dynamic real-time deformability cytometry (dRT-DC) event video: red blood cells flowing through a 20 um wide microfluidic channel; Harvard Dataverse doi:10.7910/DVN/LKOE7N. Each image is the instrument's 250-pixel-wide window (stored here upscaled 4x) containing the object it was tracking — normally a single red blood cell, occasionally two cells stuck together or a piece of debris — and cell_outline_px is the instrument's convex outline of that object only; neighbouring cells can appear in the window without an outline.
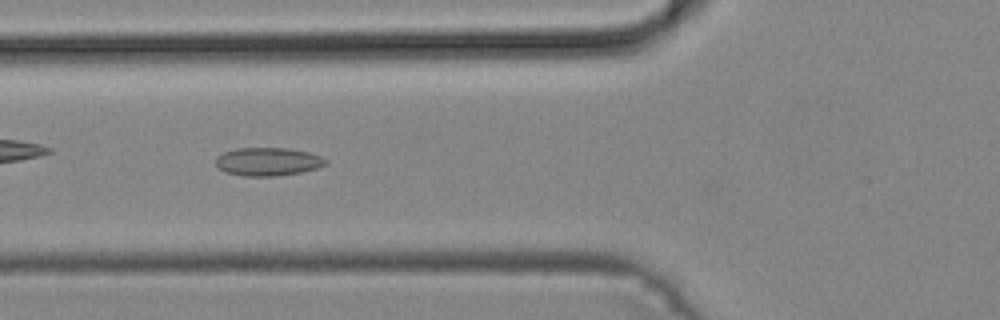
{"species": "common noctule bat (a hibernating species)", "species_latin": "Nyctalus noctula", "temperature_condition": "cold", "stored_images_in_passage": 43, "camera_frame_rate_fps": 3000, "um_per_image_px": 0.085, "animal": {"sex": "male", "body_mass_g": 19.2, "forearm_length_mm": 51.8}, "frame": {"image": 1, "passage_image": 13, "time_ms": 4.0, "image_size_px": [1000, 320], "cell_outline_px": [[328, 164], [320, 168], [300, 172], [276, 176], [244, 176], [224, 172], [216, 168], [216, 156], [224, 152], [236, 148], [288, 148], [308, 152], [320, 156], [328, 160]], "centroid_in_image_um": [22.77, 13.74], "position_along_channel_um": 103.0, "area_um2": 18.32}}
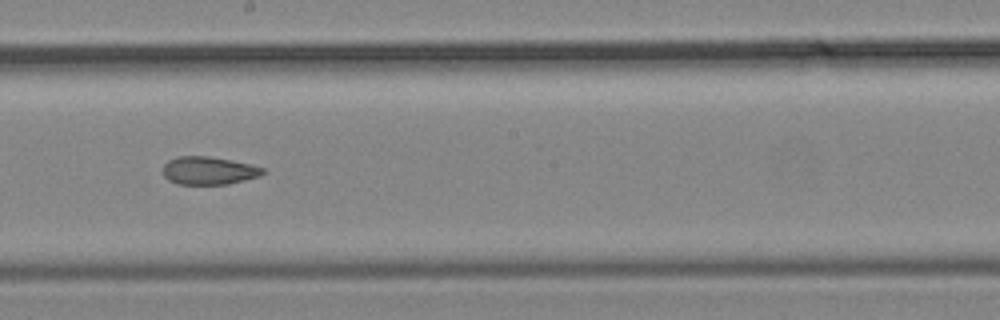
{"frame": {"image": 2, "passage_image": 22, "time_ms": 7.0, "image_size_px": [1000, 320], "cell_outline_px": [[264, 172], [260, 176], [228, 184], [176, 184], [168, 180], [164, 176], [164, 164], [168, 160], [176, 156], [208, 156], [232, 160], [252, 164], [264, 168]], "centroid_in_image_um": [17.74, 14.49], "position_along_channel_um": 230.5, "area_um2": 16.36}}
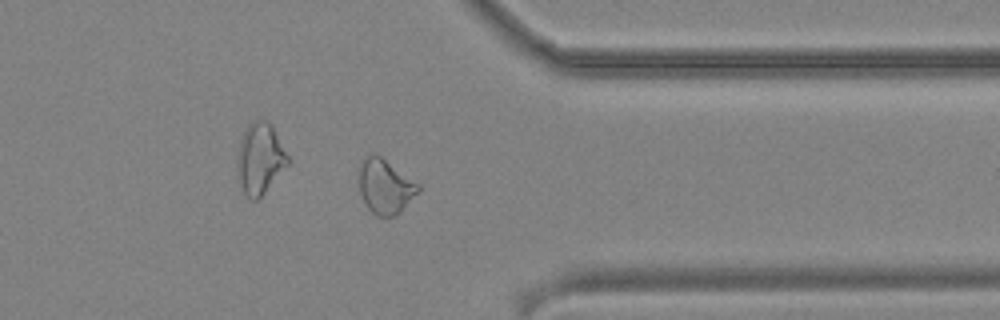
{"frame": {"image": 3, "passage_image": 33, "time_ms": 10.667, "image_size_px": [1000, 320], "cell_outline_px": [[420, 192], [400, 212], [392, 216], [376, 216], [368, 208], [360, 192], [360, 164], [364, 156], [372, 152], [380, 156], [420, 184]], "centroid_in_image_um": [32.76, 15.84], "position_along_channel_um": 378.6, "area_um2": 18.79}}